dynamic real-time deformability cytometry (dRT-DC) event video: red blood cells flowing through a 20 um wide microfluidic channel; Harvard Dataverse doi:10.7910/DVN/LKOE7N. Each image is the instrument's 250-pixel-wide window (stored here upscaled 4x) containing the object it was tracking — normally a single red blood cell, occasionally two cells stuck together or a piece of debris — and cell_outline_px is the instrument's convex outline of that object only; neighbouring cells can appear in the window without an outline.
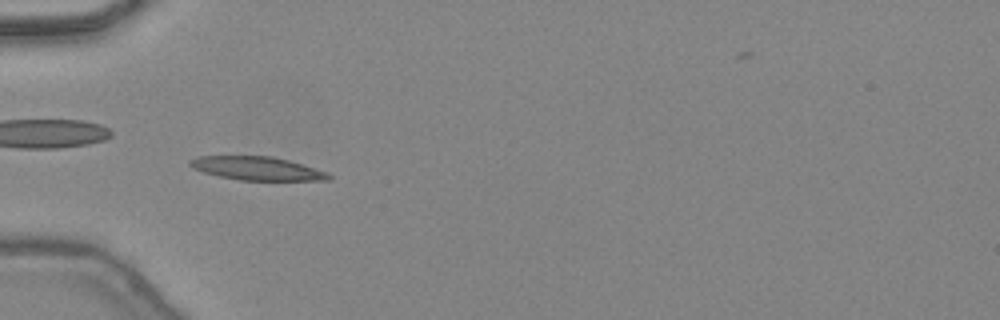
{"species": "common noctule bat (a hibernating species)", "species_latin": "Nyctalus noctula", "temperature_condition": "warm", "stored_images_in_passage": 43, "camera_frame_rate_fps": 3000, "um_per_image_px": 0.085, "animal": {"sex": "female", "body_mass_g": 24.6, "forearm_length_mm": 56.2}, "frame": {"image": 1, "passage_image": 12, "time_ms": 3.667, "image_size_px": [1000, 320], "cell_outline_px": [[332, 180], [240, 180], [220, 176], [204, 172], [192, 168], [188, 164], [188, 160], [196, 156], [272, 156], [288, 160], [328, 172], [332, 176]], "centroid_in_image_um": [21.84, 14.31], "position_along_channel_um": 63.2, "area_um2": 18.96}}
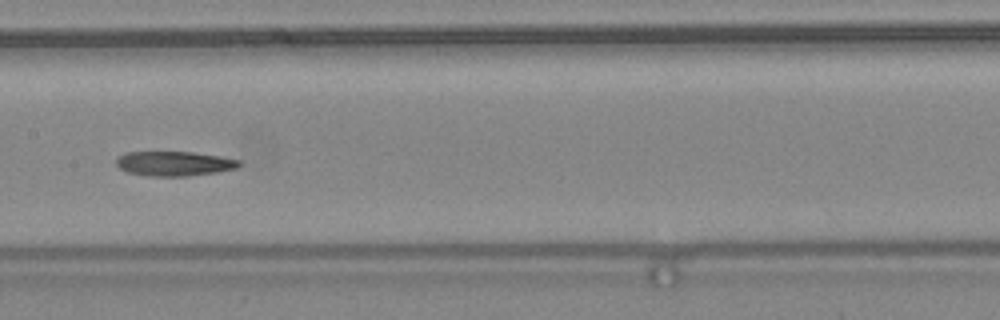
{"frame": {"image": 2, "passage_image": 21, "time_ms": 6.667, "image_size_px": [1000, 320], "cell_outline_px": [[240, 164], [236, 168], [216, 172], [188, 176], [148, 176], [128, 172], [120, 168], [116, 164], [116, 160], [124, 152], [192, 152], [220, 156], [240, 160]], "centroid_in_image_um": [14.8, 13.9], "position_along_channel_um": 192.6, "area_um2": 17.51}}
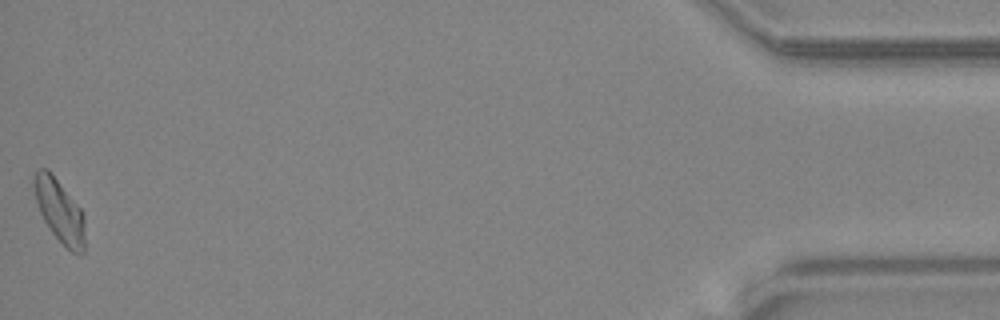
{"frame": {"image": 3, "passage_image": 43, "time_ms": 14.0, "image_size_px": [1000, 320], "cell_outline_px": [[84, 252], [80, 256], [72, 252], [52, 232], [44, 220], [40, 212], [36, 200], [32, 184], [32, 180], [36, 172], [40, 168], [48, 168], [80, 208], [84, 216]], "centroid_in_image_um": [5.05, 17.9], "position_along_channel_um": 430.1, "area_um2": 18.5}, "authors_computed_cell_mechanics": {"area_um2": 18.3226, "velocity_mm_per_s": 4.4595, "shape_relaxation_time_tau1_ms": 7.4482, "shape_relaxation_time_tau2_ms": 5.548, "deformation_change_tau1": 0.2018, "deformation_change_tau2": 0.1437}}